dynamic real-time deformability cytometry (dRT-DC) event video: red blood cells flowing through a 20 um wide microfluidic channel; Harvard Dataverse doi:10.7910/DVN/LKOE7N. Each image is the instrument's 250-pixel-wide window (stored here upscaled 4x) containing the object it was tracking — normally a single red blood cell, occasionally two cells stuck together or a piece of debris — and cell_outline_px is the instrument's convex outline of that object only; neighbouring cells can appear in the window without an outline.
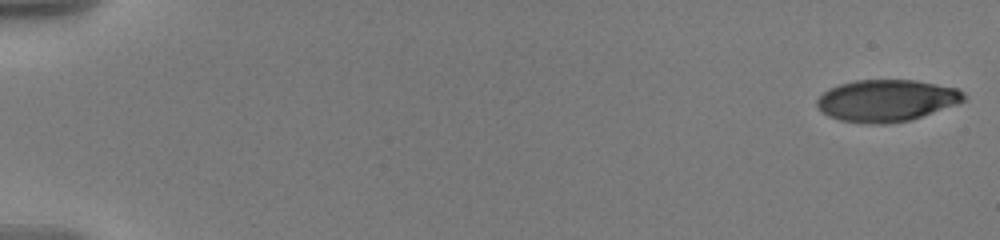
{"species": "human", "species_latin": "Homo sapiens", "temperature_condition": "warm", "stored_images_in_passage": 49, "camera_frame_rate_fps": 3000, "um_per_image_px": 0.085, "donor": {"sex": "male"}, "frame": {"image": 1, "passage_image": 1, "time_ms": 0.0, "image_size_px": [1000, 240], "cell_outline_px": [[968, 100], [908, 120], [884, 124], [872, 124], [840, 120], [828, 116], [820, 112], [816, 108], [816, 100], [828, 88], [840, 84], [856, 80], [916, 80], [956, 88], [964, 92], [968, 96]], "centroid_in_image_um": [75.33, 8.54], "position_along_channel_um": 9.7, "area_um2": 35.84}}
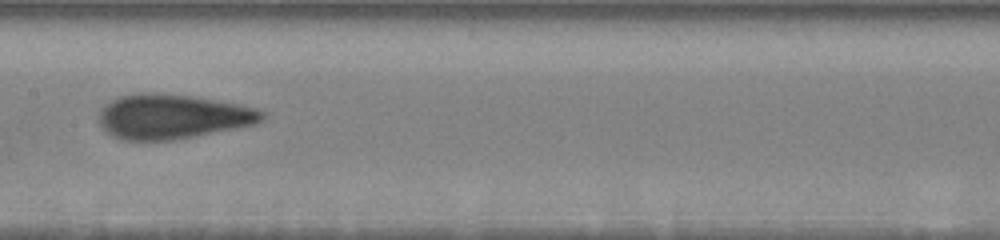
{"frame": {"image": 2, "passage_image": 29, "time_ms": 10.0, "image_size_px": [1000, 240], "cell_outline_px": [[264, 120], [256, 124], [240, 128], [172, 140], [120, 140], [112, 136], [100, 124], [100, 112], [104, 104], [120, 96], [140, 92], [156, 92], [196, 96], [240, 104], [256, 108], [264, 112]], "centroid_in_image_um": [14.7, 9.9], "position_along_channel_um": 192.7, "area_um2": 42.83}}
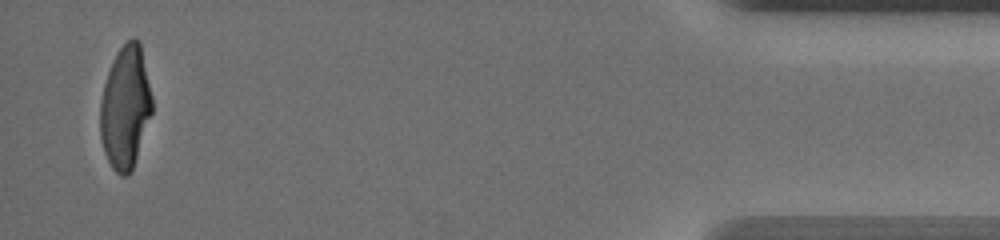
{"frame": {"image": 3, "passage_image": 49, "time_ms": 18.333, "image_size_px": [1000, 240], "cell_outline_px": [[152, 112], [132, 172], [128, 176], [120, 176], [112, 168], [104, 152], [100, 136], [100, 104], [104, 84], [108, 72], [120, 48], [132, 36], [136, 36], [140, 40], [152, 96]], "centroid_in_image_um": [10.67, 9.14], "position_along_channel_um": 424.5, "area_um2": 37.22}, "authors_computed_cell_mechanics": {"area_um2": 39.3618, "velocity_mm_per_s": 3.5917, "shape_relaxation_time_tau1_ms": 6.7199, "shape_relaxation_time_tau2_ms": 1.2367, "deformation_change_tau1": 0.2644, "deformation_change_tau2": 0.0857}}